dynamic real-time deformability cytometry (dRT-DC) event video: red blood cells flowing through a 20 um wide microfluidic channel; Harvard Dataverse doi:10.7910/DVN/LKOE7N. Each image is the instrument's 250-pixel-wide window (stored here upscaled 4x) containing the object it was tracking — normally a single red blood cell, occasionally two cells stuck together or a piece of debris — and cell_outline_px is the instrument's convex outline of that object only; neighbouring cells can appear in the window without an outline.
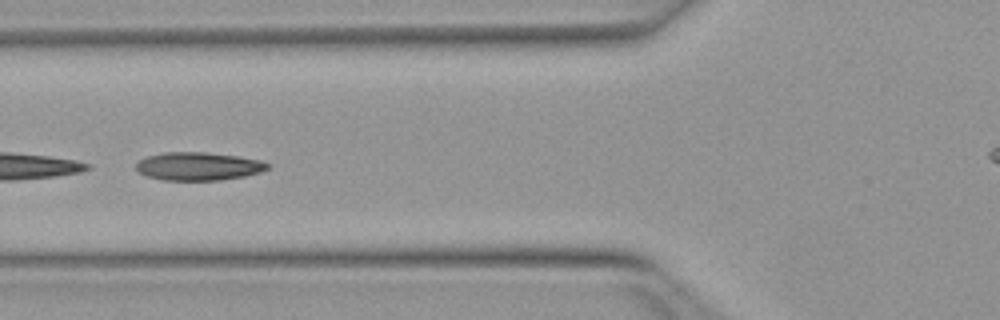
{"species": "Egyptian fruit bat (a non-hibernating species)", "species_latin": "Rousettus aegyptiacus", "temperature_condition": "warm", "stored_images_in_passage": 25, "camera_frame_rate_fps": 3000, "um_per_image_px": 0.085, "animal": {"sex": "female"}, "frame": {"image": 1, "passage_image": 8, "time_ms": 2.333, "image_size_px": [1000, 320], "cell_outline_px": [[272, 164], [268, 168], [260, 172], [244, 176], [220, 180], [164, 180], [148, 176], [140, 172], [136, 168], [136, 164], [140, 160], [148, 156], [164, 152], [204, 152], [240, 156], [260, 160]], "centroid_in_image_um": [16.9, 14.13], "position_along_channel_um": 108.9, "area_um2": 21.5}}
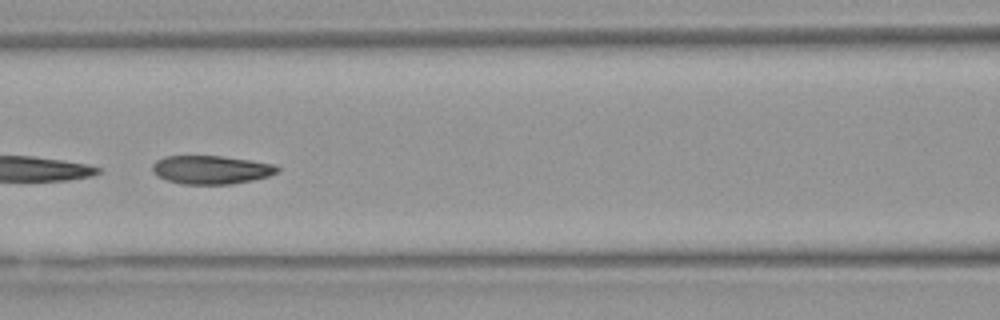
{"frame": {"image": 2, "passage_image": 11, "time_ms": 3.333, "image_size_px": [1000, 320], "cell_outline_px": [[280, 172], [268, 176], [252, 180], [232, 184], [184, 184], [168, 180], [156, 176], [152, 172], [152, 164], [156, 160], [164, 156], [220, 156], [252, 160], [276, 164], [280, 168]], "centroid_in_image_um": [17.96, 14.42], "position_along_channel_um": 148.6, "area_um2": 20.92}}